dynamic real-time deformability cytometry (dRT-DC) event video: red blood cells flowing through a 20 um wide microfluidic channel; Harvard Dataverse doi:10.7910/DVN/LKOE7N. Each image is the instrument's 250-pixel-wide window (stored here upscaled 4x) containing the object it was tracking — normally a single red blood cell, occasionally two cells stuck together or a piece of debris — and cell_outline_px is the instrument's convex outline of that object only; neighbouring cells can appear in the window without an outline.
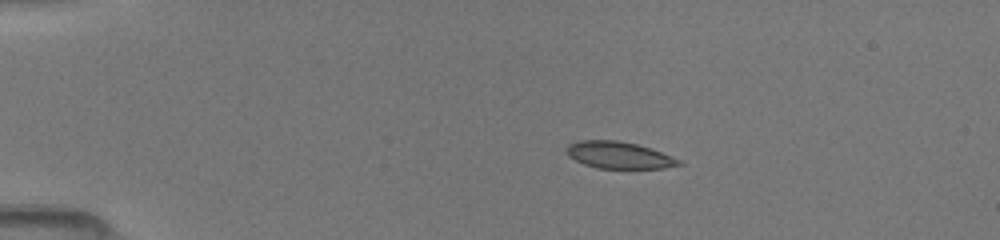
{"species": "common noctule bat (a hibernating species)", "species_latin": "Nyctalus noctula", "temperature_condition": "room temperature", "stored_images_in_passage": 6, "camera_frame_rate_fps": 3000, "um_per_image_px": 0.085, "animal": {"sex": "female", "body_mass_g": 19.5, "forearm_length_mm": 54.1}, "frame": {"image": 1, "passage_image": 3, "time_ms": 2.0, "image_size_px": [1000, 240], "cell_outline_px": [[684, 164], [664, 168], [596, 168], [584, 164], [568, 156], [568, 144], [580, 140], [616, 140], [636, 144], [660, 152], [680, 160]], "centroid_in_image_um": [52.6, 13.19], "position_along_channel_um": 32.4, "area_um2": 17.28}}